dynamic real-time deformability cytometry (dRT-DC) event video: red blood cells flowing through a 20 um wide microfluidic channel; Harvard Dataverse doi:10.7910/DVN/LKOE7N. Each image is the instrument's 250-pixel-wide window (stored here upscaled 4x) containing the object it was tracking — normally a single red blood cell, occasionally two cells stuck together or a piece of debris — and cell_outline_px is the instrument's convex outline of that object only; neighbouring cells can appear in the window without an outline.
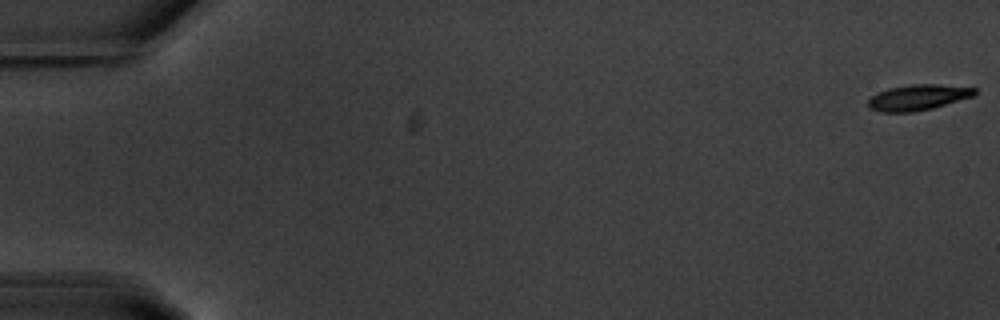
{"species": "common noctule bat (a hibernating species)", "species_latin": "Nyctalus noctula", "temperature_condition": "warm", "stored_images_in_passage": 15, "camera_frame_rate_fps": 3000, "um_per_image_px": 0.085, "animal": {"sex": "male", "body_mass_g": 20.1, "forearm_length_mm": 53.5}, "frame": {"image": 1, "passage_image": 1, "time_ms": 0.0, "image_size_px": [1000, 320], "cell_outline_px": [[976, 92], [972, 96], [932, 108], [912, 112], [880, 112], [868, 108], [868, 100], [876, 92], [888, 88], [912, 84], [940, 84], [976, 88]], "centroid_in_image_um": [77.97, 8.27], "position_along_channel_um": 7.0, "area_um2": 15.9}}